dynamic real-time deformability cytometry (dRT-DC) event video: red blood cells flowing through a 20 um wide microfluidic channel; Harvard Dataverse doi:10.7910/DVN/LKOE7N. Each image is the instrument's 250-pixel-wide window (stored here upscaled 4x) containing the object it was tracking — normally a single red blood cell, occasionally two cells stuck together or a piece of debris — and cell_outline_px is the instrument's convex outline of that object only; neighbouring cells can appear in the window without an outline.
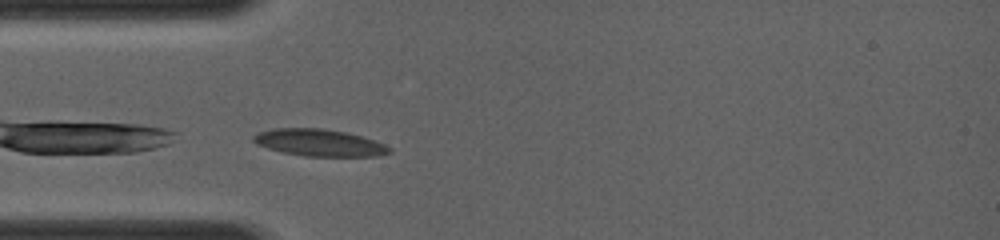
{"species": "common noctule bat (a hibernating species)", "species_latin": "Nyctalus noctula", "temperature_condition": "room temperature", "stored_images_in_passage": 35, "camera_frame_rate_fps": 4000, "um_per_image_px": 0.085, "animal": {"sex": "female", "body_mass_g": 19.0, "forearm_length_mm": 56.7}, "frame": {"image": 1, "passage_image": 1, "time_ms": 0.0, "image_size_px": [1000, 240], "cell_outline_px": [[392, 152], [380, 156], [304, 156], [284, 152], [268, 148], [256, 144], [252, 140], [252, 136], [260, 132], [276, 128], [320, 128], [344, 132], [360, 136], [384, 144], [392, 148]], "centroid_in_image_um": [27.15, 12.13], "position_along_channel_um": 57.9, "area_um2": 21.15}}
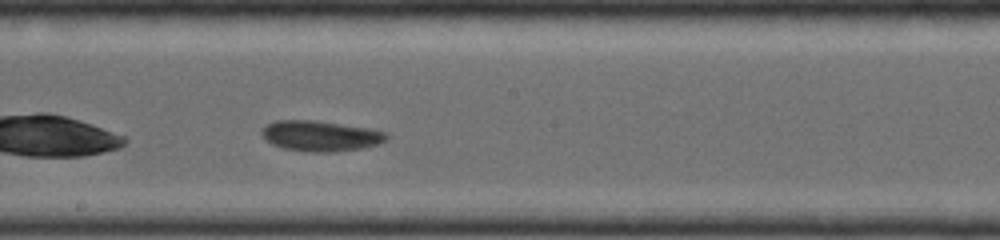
{"frame": {"image": 2, "passage_image": 15, "time_ms": 3.5, "image_size_px": [1000, 240], "cell_outline_px": [[388, 140], [380, 144], [364, 148], [332, 152], [308, 152], [284, 148], [272, 144], [264, 140], [260, 132], [268, 124], [276, 120], [312, 120], [372, 128], [388, 132]], "centroid_in_image_um": [27.29, 11.56], "position_along_channel_um": 220.9, "area_um2": 22.48}}
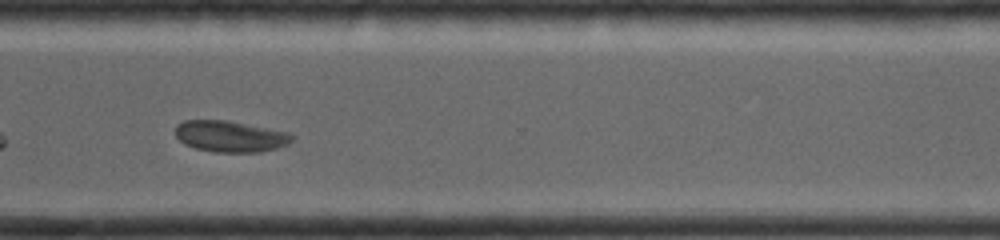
{"frame": {"image": 3, "passage_image": 26, "time_ms": 6.25, "image_size_px": [1000, 240], "cell_outline_px": [[296, 136], [288, 144], [276, 148], [260, 152], [216, 152], [196, 148], [184, 144], [176, 136], [176, 124], [184, 120], [228, 120], [288, 132]], "centroid_in_image_um": [19.58, 11.58], "position_along_channel_um": 351.0, "area_um2": 21.27}}